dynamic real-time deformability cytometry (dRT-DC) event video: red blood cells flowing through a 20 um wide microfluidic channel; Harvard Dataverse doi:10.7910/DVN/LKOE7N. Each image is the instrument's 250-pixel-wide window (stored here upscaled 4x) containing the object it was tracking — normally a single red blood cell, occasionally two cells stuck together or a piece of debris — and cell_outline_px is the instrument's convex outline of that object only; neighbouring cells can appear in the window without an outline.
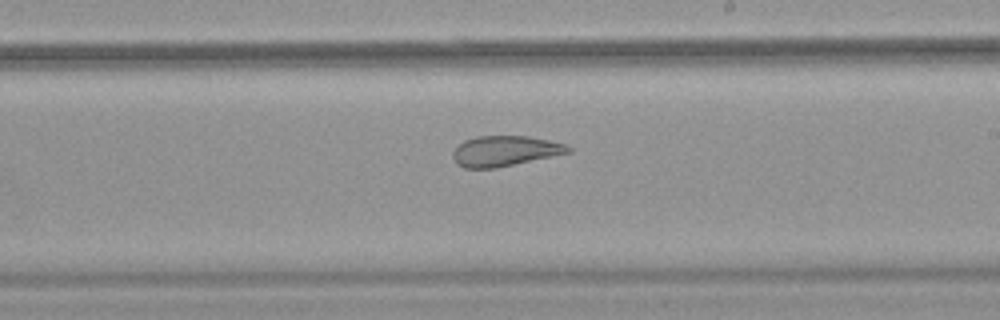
{"species": "common noctule bat (a hibernating species)", "species_latin": "Nyctalus noctula", "temperature_condition": "warm", "stored_images_in_passage": 38, "camera_frame_rate_fps": 3000, "um_per_image_px": 0.085, "animal": {"sex": "female", "body_mass_g": 18.4}, "frame": {"image": 1, "passage_image": 17, "time_ms": 5.333, "image_size_px": [1000, 320], "cell_outline_px": [[572, 152], [496, 168], [464, 168], [456, 164], [452, 156], [452, 152], [464, 140], [476, 136], [528, 136], [568, 144], [572, 148]], "centroid_in_image_um": [42.93, 12.83], "position_along_channel_um": 246.1, "area_um2": 20.52}, "authors_computed_cell_mechanics": {"area_um2": 23.6113, "velocity_mm_per_s": 3.7931, "shape_relaxation_time_tau1_ms": null, "shape_relaxation_time_tau2_ms": 1.6627, "deformation_change_tau1": null, "deformation_change_tau2": 0.0973}}